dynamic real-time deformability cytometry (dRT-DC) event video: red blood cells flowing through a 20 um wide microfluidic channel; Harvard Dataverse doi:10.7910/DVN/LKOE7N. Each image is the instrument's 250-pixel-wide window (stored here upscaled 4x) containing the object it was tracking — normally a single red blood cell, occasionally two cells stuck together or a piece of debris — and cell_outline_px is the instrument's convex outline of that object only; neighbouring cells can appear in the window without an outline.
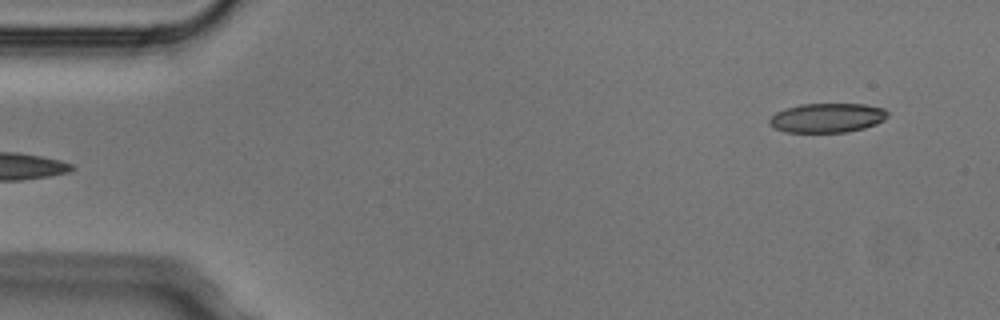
{"species": "Egyptian fruit bat (a non-hibernating species)", "species_latin": "Rousettus aegyptiacus", "temperature_condition": "cold", "stored_images_in_passage": 6, "segment_of_instrument_passage": [2, 2], "camera_frame_rate_fps": 3000, "um_per_image_px": 0.085, "animal": {"sex": "male"}, "frame": {"image": 1, "passage_image": 6, "time_ms": 1.667, "image_size_px": [1000, 320], "cell_outline_px": [[888, 116], [884, 120], [876, 124], [864, 128], [848, 132], [784, 132], [776, 128], [768, 120], [776, 112], [784, 108], [800, 104], [864, 104], [884, 108], [888, 112]], "centroid_in_image_um": [70.34, 10.01], "position_along_channel_um": 14.7, "area_um2": 20.23}}